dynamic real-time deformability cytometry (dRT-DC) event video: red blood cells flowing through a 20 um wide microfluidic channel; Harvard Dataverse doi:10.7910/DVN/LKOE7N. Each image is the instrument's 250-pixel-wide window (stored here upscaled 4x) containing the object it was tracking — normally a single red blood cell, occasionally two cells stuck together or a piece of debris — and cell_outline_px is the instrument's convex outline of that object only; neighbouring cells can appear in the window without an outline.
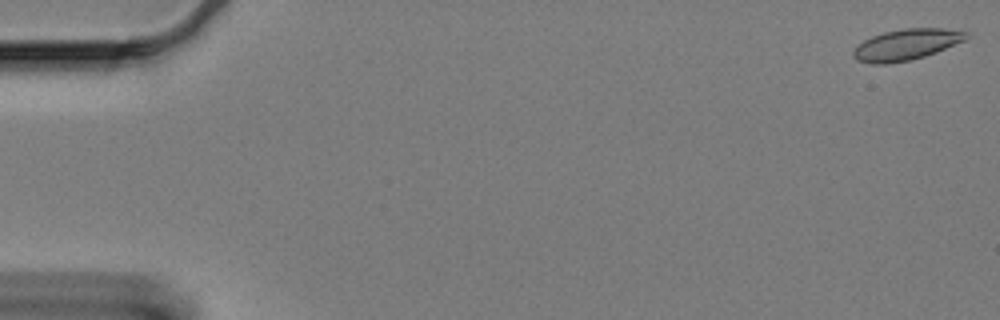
{"species": "Egyptian fruit bat (a non-hibernating species)", "species_latin": "Rousettus aegyptiacus", "temperature_condition": "cold", "stored_images_in_passage": 57, "camera_frame_rate_fps": 3000, "um_per_image_px": 0.085, "animal": {"sex": "female"}, "frame": {"image": 1, "passage_image": 1, "time_ms": 0.0, "image_size_px": [1000, 320], "cell_outline_px": [[972, 36], [964, 40], [936, 52], [924, 56], [908, 60], [888, 64], [872, 64], [856, 60], [852, 56], [852, 52], [864, 40], [872, 36], [884, 32], [900, 28], [944, 28], [968, 32]], "centroid_in_image_um": [77.04, 3.78], "position_along_channel_um": 8.0, "area_um2": 20.4}}
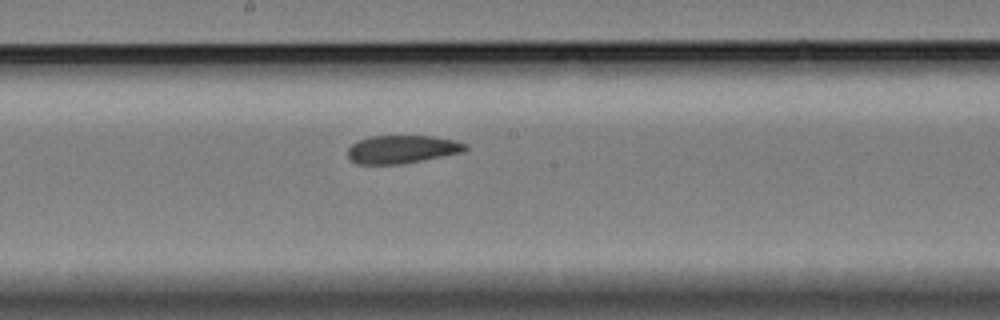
{"frame": {"image": 2, "passage_image": 33, "time_ms": 10.667, "image_size_px": [1000, 320], "cell_outline_px": [[468, 148], [464, 152], [400, 164], [356, 164], [348, 156], [348, 148], [356, 140], [368, 136], [432, 136], [456, 140], [468, 144]], "centroid_in_image_um": [34.18, 12.68], "position_along_channel_um": 214.0, "area_um2": 19.36}}
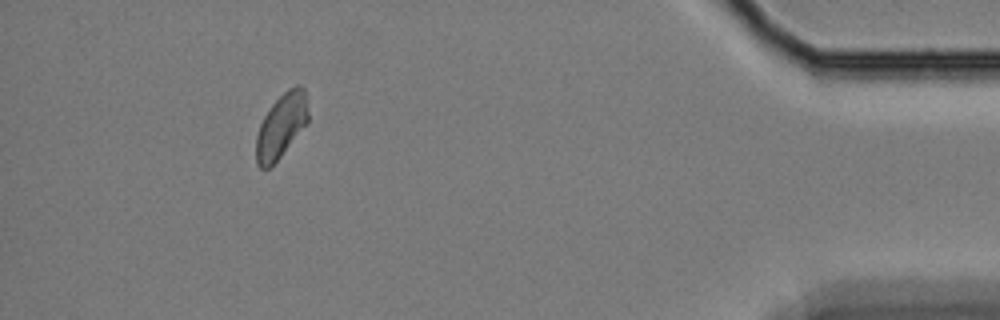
{"frame": {"image": 3, "passage_image": 56, "time_ms": 18.333, "image_size_px": [1000, 320], "cell_outline_px": [[308, 124], [280, 156], [268, 168], [260, 168], [256, 164], [256, 136], [260, 124], [268, 108], [288, 88], [296, 84], [300, 84], [304, 88], [308, 112]], "centroid_in_image_um": [23.91, 10.67], "position_along_channel_um": 411.3, "area_um2": 19.48}}